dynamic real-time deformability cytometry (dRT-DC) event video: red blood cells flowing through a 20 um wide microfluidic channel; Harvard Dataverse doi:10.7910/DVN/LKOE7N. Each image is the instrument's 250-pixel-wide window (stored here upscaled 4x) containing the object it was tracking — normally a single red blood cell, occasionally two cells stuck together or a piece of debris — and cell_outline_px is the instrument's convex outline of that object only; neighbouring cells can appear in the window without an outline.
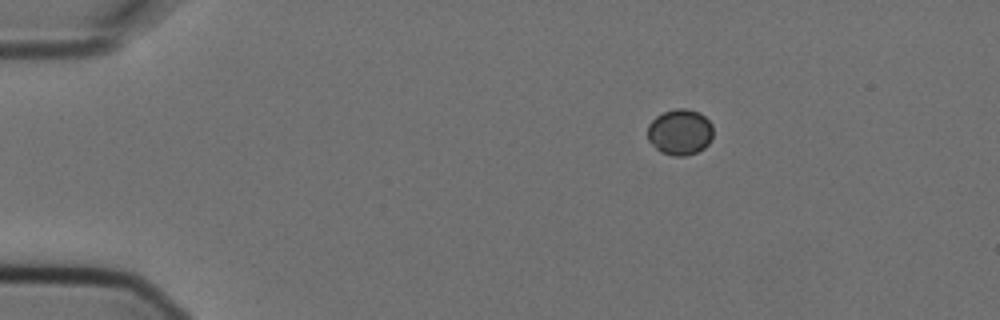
{"species": "Egyptian fruit bat (a non-hibernating species)", "species_latin": "Rousettus aegyptiacus", "temperature_condition": "cold", "stored_images_in_passage": 4, "camera_frame_rate_fps": 3000, "um_per_image_px": 0.085, "animal": {"sex": "female"}, "frame": {"image": 1, "passage_image": 1, "time_ms": 0.0, "image_size_px": [1000, 320], "cell_outline_px": [[712, 140], [704, 148], [696, 152], [684, 156], [672, 156], [660, 152], [648, 140], [648, 124], [656, 116], [664, 112], [676, 108], [684, 108], [700, 112], [712, 124]], "centroid_in_image_um": [57.8, 11.23], "position_along_channel_um": 27.2, "area_um2": 17.63}}
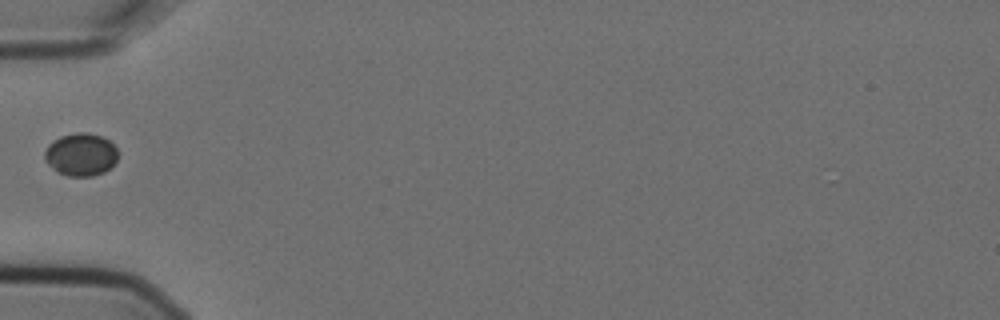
{"frame": {"image": 2, "passage_image": 4, "time_ms": 1.0, "image_size_px": [1000, 320], "cell_outline_px": [[116, 160], [104, 172], [92, 176], [68, 176], [56, 172], [44, 160], [44, 152], [48, 144], [52, 140], [60, 136], [76, 132], [88, 132], [100, 136], [108, 140], [116, 148]], "centroid_in_image_um": [6.81, 13.13], "position_along_channel_um": 78.2, "area_um2": 18.26}}